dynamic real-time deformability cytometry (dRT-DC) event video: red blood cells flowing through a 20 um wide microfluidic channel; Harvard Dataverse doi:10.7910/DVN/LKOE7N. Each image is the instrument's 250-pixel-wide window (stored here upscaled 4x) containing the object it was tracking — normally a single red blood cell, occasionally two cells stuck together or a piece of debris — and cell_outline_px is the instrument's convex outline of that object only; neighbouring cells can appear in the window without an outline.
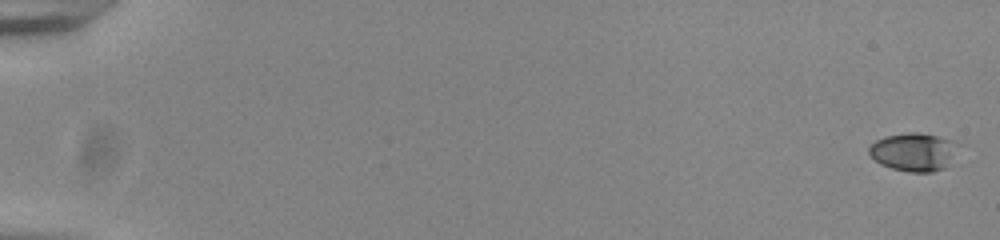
{"species": "common noctule bat (a hibernating species)", "species_latin": "Nyctalus noctula", "temperature_condition": "room temperature", "stored_images_in_passage": 56, "camera_frame_rate_fps": 3000, "um_per_image_px": 0.085, "animal": {"sex": "male", "body_mass_g": 20.0, "forearm_length_mm": 53.3}, "frame": {"image": 1, "passage_image": 1, "time_ms": 0.0, "image_size_px": [1000, 240], "cell_outline_px": [[960, 144], [944, 168], [932, 172], [908, 172], [892, 168], [880, 164], [868, 152], [868, 148], [876, 140], [884, 136], [908, 132], [920, 132], [956, 140]], "centroid_in_image_um": [77.67, 12.89], "position_along_channel_um": 7.3, "area_um2": 19.88}}
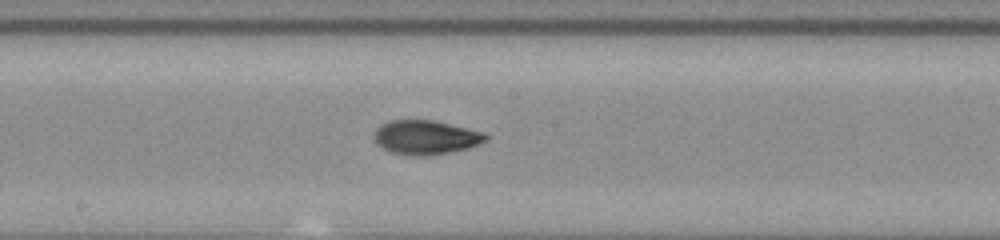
{"frame": {"image": 2, "passage_image": 32, "time_ms": 10.333, "image_size_px": [1000, 240], "cell_outline_px": [[488, 140], [480, 144], [468, 148], [428, 156], [412, 156], [392, 152], [376, 144], [376, 128], [380, 124], [392, 120], [432, 120], [468, 128], [484, 132], [488, 136]], "centroid_in_image_um": [36.22, 11.67], "position_along_channel_um": 212.0, "area_um2": 22.14}}
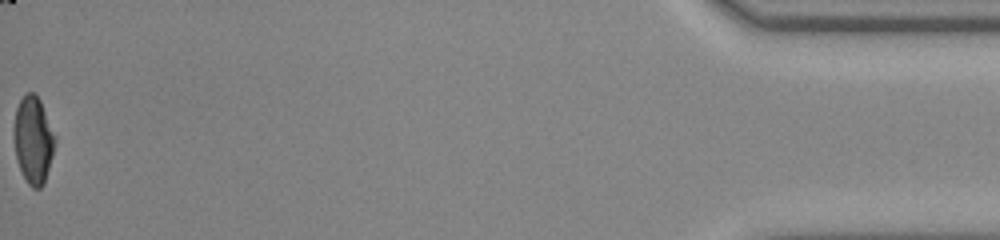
{"frame": {"image": 3, "passage_image": 56, "time_ms": 18.333, "image_size_px": [1000, 240], "cell_outline_px": [[56, 140], [52, 156], [44, 184], [40, 188], [32, 188], [28, 184], [20, 168], [16, 156], [12, 136], [12, 128], [16, 108], [24, 92], [32, 92], [40, 100], [56, 136]], "centroid_in_image_um": [2.81, 11.87], "position_along_channel_um": 432.4, "area_um2": 21.1}, "authors_computed_cell_mechanics": {"area_um2": 21.4149, "velocity_mm_per_s": 3.8466, "shape_relaxation_time_tau1_ms": 4.6688, "shape_relaxation_time_tau2_ms": 2.2307, "deformation_change_tau1": 0.1804, "deformation_change_tau2": 0.0687}}